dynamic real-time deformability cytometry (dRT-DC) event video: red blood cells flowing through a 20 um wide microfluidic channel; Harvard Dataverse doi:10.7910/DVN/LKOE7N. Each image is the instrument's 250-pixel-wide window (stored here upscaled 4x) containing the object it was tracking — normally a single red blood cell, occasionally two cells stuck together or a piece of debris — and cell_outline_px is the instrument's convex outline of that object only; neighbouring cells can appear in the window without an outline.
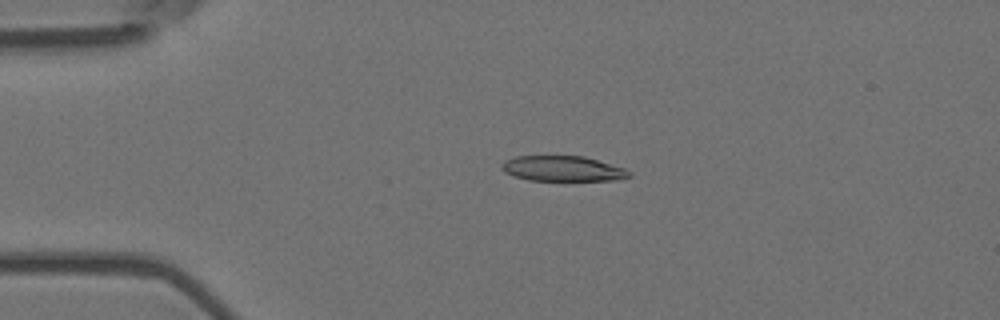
{"species": "Egyptian fruit bat (a non-hibernating species)", "species_latin": "Rousettus aegyptiacus", "temperature_condition": "room temperature", "stored_images_in_passage": 55, "camera_frame_rate_fps": 3000, "um_per_image_px": 0.085, "animal": {"sex": "female"}, "frame": {"image": 1, "passage_image": 12, "time_ms": 3.667, "image_size_px": [1000, 320], "cell_outline_px": [[632, 176], [612, 180], [528, 180], [512, 176], [504, 172], [500, 168], [500, 164], [504, 160], [516, 156], [584, 156], [624, 168], [632, 172]], "centroid_in_image_um": [47.78, 14.33], "position_along_channel_um": 37.2, "area_um2": 18.84}}
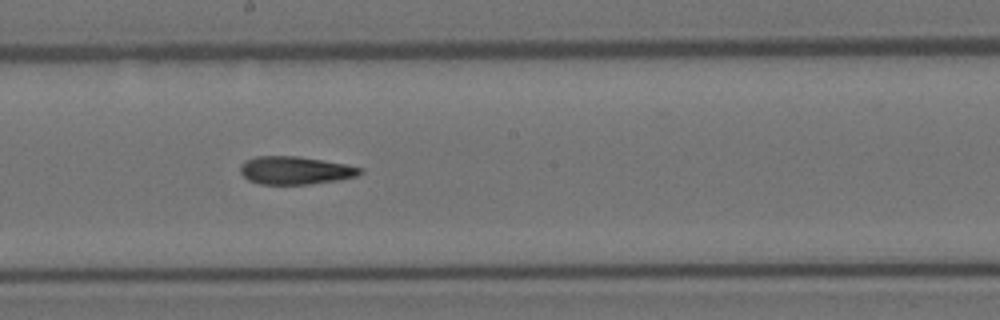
{"frame": {"image": 2, "passage_image": 30, "time_ms": 9.667, "image_size_px": [1000, 320], "cell_outline_px": [[364, 172], [356, 176], [340, 180], [308, 184], [260, 184], [248, 180], [240, 172], [240, 164], [244, 160], [256, 156], [296, 156], [344, 164], [360, 168]], "centroid_in_image_um": [25.05, 14.48], "position_along_channel_um": 223.2, "area_um2": 19.42}}
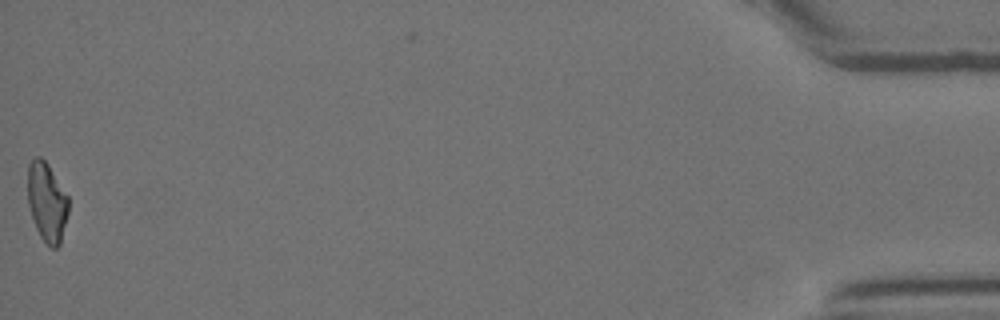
{"frame": {"image": 3, "passage_image": 55, "time_ms": 18.0, "image_size_px": [1000, 320], "cell_outline_px": [[68, 212], [60, 244], [56, 248], [52, 248], [40, 236], [36, 228], [28, 204], [28, 164], [36, 156], [40, 156], [48, 164], [68, 196]], "centroid_in_image_um": [3.98, 17.15], "position_along_channel_um": 431.2, "area_um2": 18.61}, "authors_computed_cell_mechanics": {"area_um2": 19.7098, "velocity_mm_per_s": 3.6807, "shape_relaxation_time_tau1_ms": null, "shape_relaxation_time_tau2_ms": 6.4193, "deformation_change_tau1": null, "deformation_change_tau2": 0.1835}}